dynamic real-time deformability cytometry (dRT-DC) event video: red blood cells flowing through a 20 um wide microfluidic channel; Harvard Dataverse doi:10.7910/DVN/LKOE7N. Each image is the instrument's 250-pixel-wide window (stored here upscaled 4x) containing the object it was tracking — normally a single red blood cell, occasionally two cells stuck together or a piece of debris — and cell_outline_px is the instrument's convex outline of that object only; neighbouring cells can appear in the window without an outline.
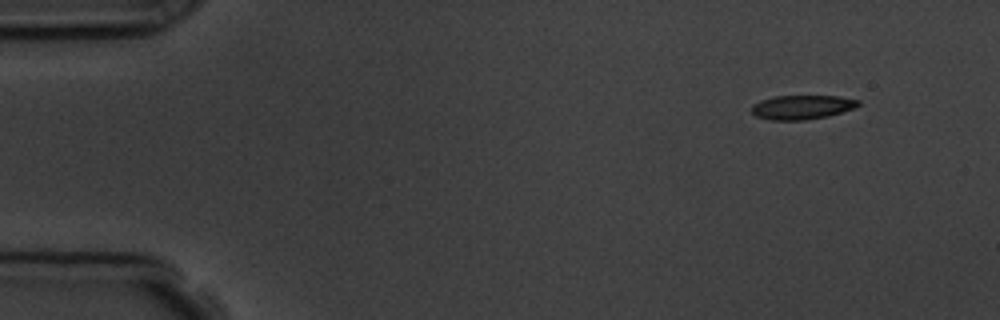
{"species": "common noctule bat (a hibernating species)", "species_latin": "Nyctalus noctula", "temperature_condition": "room temperature", "stored_images_in_passage": 4, "camera_frame_rate_fps": 3000, "um_per_image_px": 0.085, "animal": {"sex": "male", "body_mass_g": 19.5, "forearm_length_mm": 54.6}, "frame": {"image": 1, "passage_image": 1, "time_ms": 0.0, "image_size_px": [1000, 320], "cell_outline_px": [[860, 104], [852, 108], [828, 116], [804, 120], [772, 120], [756, 116], [752, 112], [752, 104], [760, 100], [772, 96], [840, 96], [860, 100]], "centroid_in_image_um": [68.14, 9.1], "position_along_channel_um": 16.9, "area_um2": 14.97}}
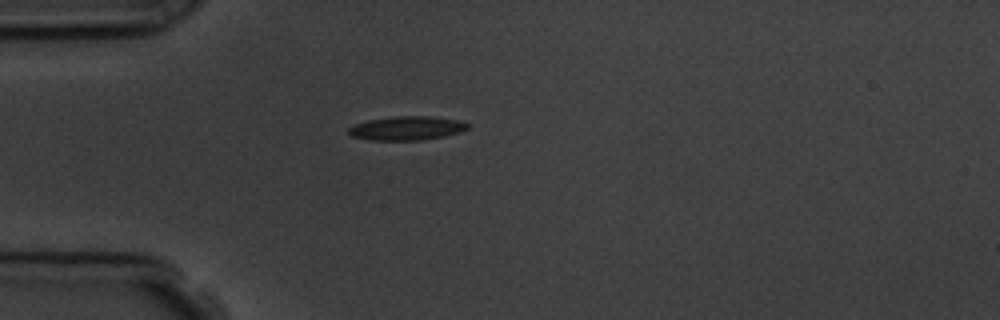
{"frame": {"image": 2, "passage_image": 4, "time_ms": 3.333, "image_size_px": [1000, 320], "cell_outline_px": [[468, 128], [460, 132], [444, 136], [424, 140], [368, 140], [352, 136], [348, 132], [348, 128], [356, 124], [368, 120], [396, 116], [428, 116], [460, 120], [468, 124]], "centroid_in_image_um": [34.58, 10.9], "position_along_channel_um": 50.4, "area_um2": 16.53}}